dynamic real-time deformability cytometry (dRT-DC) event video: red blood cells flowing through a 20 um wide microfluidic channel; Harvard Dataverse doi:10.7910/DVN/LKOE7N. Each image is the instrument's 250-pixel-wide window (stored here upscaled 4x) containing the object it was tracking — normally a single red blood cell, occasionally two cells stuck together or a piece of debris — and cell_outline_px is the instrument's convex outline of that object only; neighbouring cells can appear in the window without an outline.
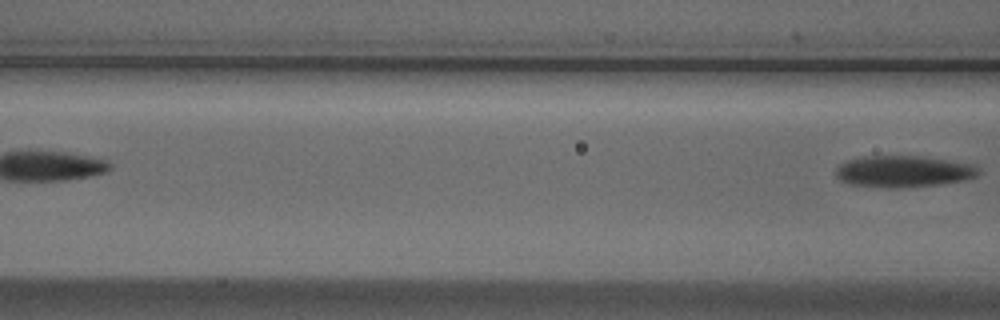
{"species": "Egyptian fruit bat (a non-hibernating species)", "species_latin": "Rousettus aegyptiacus", "temperature_condition": "cold", "stored_images_in_passage": 4, "camera_frame_rate_fps": 3000, "um_per_image_px": 0.085, "animal": {"sex": "male"}, "frame": {"image": 1, "passage_image": 4, "time_ms": 1.0, "image_size_px": [1000, 320], "cell_outline_px": [[980, 172], [976, 176], [964, 180], [940, 184], [900, 188], [888, 188], [848, 184], [840, 180], [836, 176], [836, 168], [840, 164], [848, 160], [864, 156], [920, 156], [968, 164], [976, 168]], "centroid_in_image_um": [76.71, 14.58], "position_along_channel_um": 89.9, "area_um2": 25.95}}